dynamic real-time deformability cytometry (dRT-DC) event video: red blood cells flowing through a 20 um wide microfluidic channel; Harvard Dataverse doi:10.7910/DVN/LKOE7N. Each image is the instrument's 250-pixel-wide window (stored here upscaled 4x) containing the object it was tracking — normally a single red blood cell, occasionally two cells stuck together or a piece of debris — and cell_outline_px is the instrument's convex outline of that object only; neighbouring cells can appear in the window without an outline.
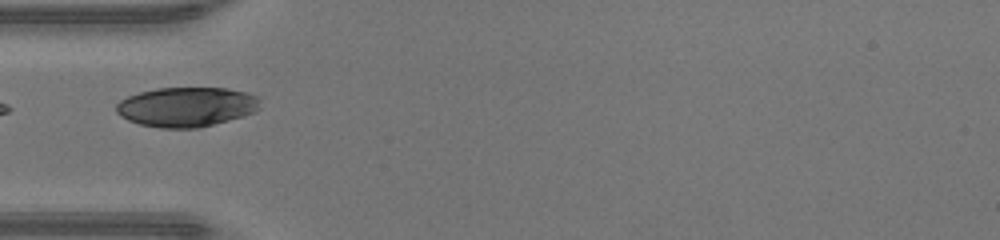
{"species": "human", "species_latin": "Homo sapiens", "temperature_condition": "warm", "stored_images_in_passage": 6, "camera_frame_rate_fps": 3000, "um_per_image_px": 0.085, "donor": {"sex": "male"}, "frame": {"image": 1, "passage_image": 1, "time_ms": 0.0, "image_size_px": [1000, 240], "cell_outline_px": [[260, 108], [256, 112], [244, 116], [196, 128], [160, 128], [140, 124], [128, 120], [120, 116], [116, 112], [116, 104], [120, 100], [128, 96], [140, 92], [156, 88], [228, 88], [260, 96]], "centroid_in_image_um": [15.87, 9.08], "position_along_channel_um": 69.1, "area_um2": 33.35}}
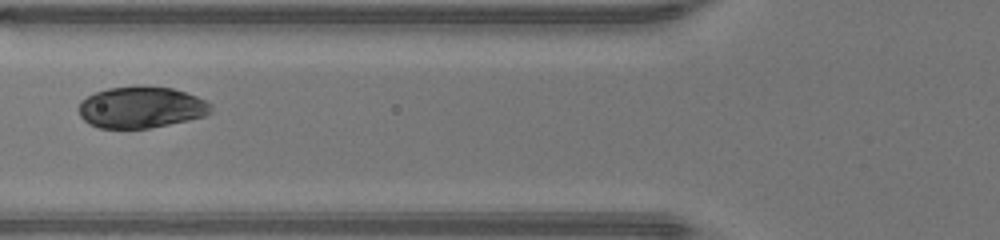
{"frame": {"image": 2, "passage_image": 4, "time_ms": 1.0, "image_size_px": [1000, 240], "cell_outline_px": [[212, 112], [204, 116], [188, 120], [148, 128], [100, 128], [88, 124], [80, 116], [80, 100], [96, 92], [108, 88], [136, 84], [140, 84], [172, 88], [196, 96], [212, 104]], "centroid_in_image_um": [11.99, 9.1], "position_along_channel_um": 113.8, "area_um2": 32.19}}